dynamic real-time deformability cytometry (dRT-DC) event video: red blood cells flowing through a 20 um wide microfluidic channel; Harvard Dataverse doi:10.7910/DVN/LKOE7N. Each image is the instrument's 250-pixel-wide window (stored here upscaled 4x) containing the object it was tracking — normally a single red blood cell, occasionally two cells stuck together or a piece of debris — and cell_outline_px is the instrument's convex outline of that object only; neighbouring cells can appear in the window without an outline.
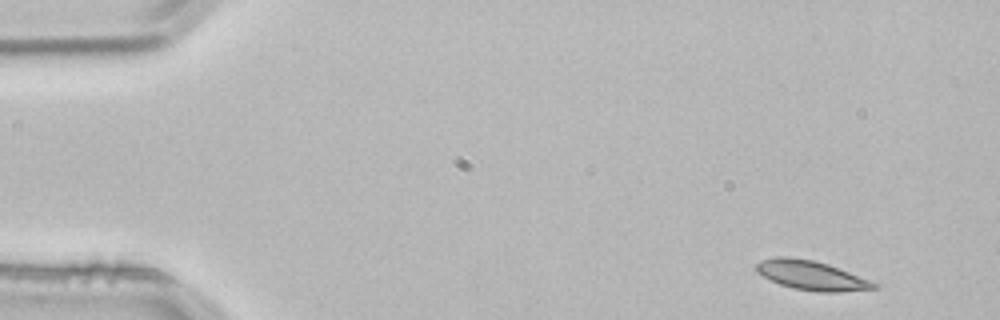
{"species": "common noctule bat (a hibernating species)", "species_latin": "Nyctalus noctula", "temperature_condition": "room temperature", "stored_images_in_passage": 4, "segment_of_instrument_passage": [2, 2], "camera_frame_rate_fps": 3000, "um_per_image_px": 0.085, "animal": {"sex": "male", "body_mass_g": 21.5, "forearm_length_mm": 52.0}, "frame": {"image": 1, "passage_image": 4, "time_ms": 1.0, "image_size_px": [1000, 320], "cell_outline_px": [[880, 284], [876, 288], [840, 292], [820, 292], [792, 288], [780, 284], [756, 272], [756, 264], [760, 260], [776, 256], [788, 256], [812, 260], [828, 264]], "centroid_in_image_um": [68.95, 23.4], "position_along_channel_um": 16.0, "area_um2": 20.0}}